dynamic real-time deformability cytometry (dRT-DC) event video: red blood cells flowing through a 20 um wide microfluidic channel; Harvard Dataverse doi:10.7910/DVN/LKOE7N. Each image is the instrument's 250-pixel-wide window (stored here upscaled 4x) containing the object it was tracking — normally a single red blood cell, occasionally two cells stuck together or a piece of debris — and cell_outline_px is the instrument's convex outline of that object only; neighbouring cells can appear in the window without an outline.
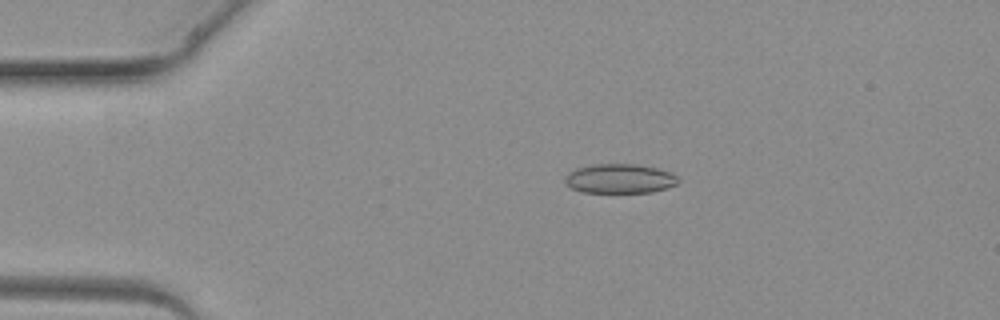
{"species": "common noctule bat (a hibernating species)", "species_latin": "Nyctalus noctula", "temperature_condition": "warm", "stored_images_in_passage": 4, "camera_frame_rate_fps": 3000, "um_per_image_px": 0.085, "animal": {"sex": "female", "body_mass_g": 19.3, "forearm_length_mm": 54.1}, "frame": {"image": 1, "passage_image": 3, "time_ms": 2.333, "image_size_px": [1000, 320], "cell_outline_px": [[680, 180], [676, 184], [668, 188], [652, 192], [584, 192], [572, 188], [564, 180], [576, 168], [592, 164], [636, 164], [656, 168], [668, 172], [676, 176]], "centroid_in_image_um": [52.71, 15.18], "position_along_channel_um": 32.3, "area_um2": 19.07}}